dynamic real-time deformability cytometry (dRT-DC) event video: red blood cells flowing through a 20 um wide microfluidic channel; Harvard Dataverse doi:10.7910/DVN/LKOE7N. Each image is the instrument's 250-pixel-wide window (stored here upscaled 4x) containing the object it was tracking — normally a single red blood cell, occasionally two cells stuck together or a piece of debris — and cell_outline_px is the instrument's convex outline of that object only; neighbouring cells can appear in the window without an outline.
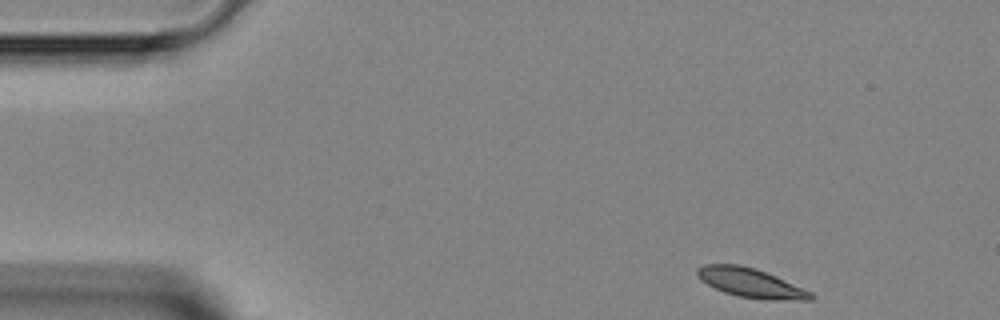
{"species": "Egyptian fruit bat (a non-hibernating species)", "species_latin": "Rousettus aegyptiacus", "temperature_condition": "room temperature", "stored_images_in_passage": 3, "camera_frame_rate_fps": 3000, "um_per_image_px": 0.085, "animal": {"sex": "female"}, "frame": {"image": 1, "passage_image": 1, "time_ms": 0.0, "image_size_px": [1000, 320], "cell_outline_px": [[816, 296], [812, 300], [776, 300], [740, 296], [724, 292], [700, 280], [696, 276], [696, 268], [704, 264], [740, 264], [756, 268], [776, 276], [812, 292]], "centroid_in_image_um": [63.81, 24.03], "position_along_channel_um": 21.2, "area_um2": 19.31}}